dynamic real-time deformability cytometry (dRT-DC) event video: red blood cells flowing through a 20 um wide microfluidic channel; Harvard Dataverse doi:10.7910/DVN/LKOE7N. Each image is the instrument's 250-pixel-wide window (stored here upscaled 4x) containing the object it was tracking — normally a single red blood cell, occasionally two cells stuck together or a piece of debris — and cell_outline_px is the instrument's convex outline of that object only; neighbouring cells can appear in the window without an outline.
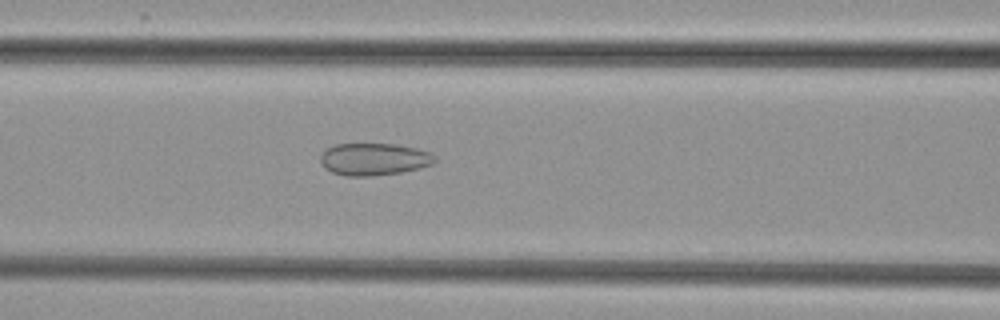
{"species": "common noctule bat (a hibernating species)", "species_latin": "Nyctalus noctula", "temperature_condition": "cold", "stored_images_in_passage": 48, "camera_frame_rate_fps": 3000, "um_per_image_px": 0.085, "animal": {"sex": "female", "body_mass_g": 29.2, "forearm_length_mm": 56.3}, "frame": {"image": 1, "passage_image": 18, "time_ms": 5.667, "image_size_px": [1000, 320], "cell_outline_px": [[436, 160], [432, 164], [420, 168], [400, 172], [368, 176], [344, 176], [332, 172], [324, 168], [320, 160], [320, 156], [328, 148], [336, 144], [396, 144], [416, 148], [428, 152], [436, 156]], "centroid_in_image_um": [31.78, 13.53], "position_along_channel_um": 134.8, "area_um2": 21.39}}
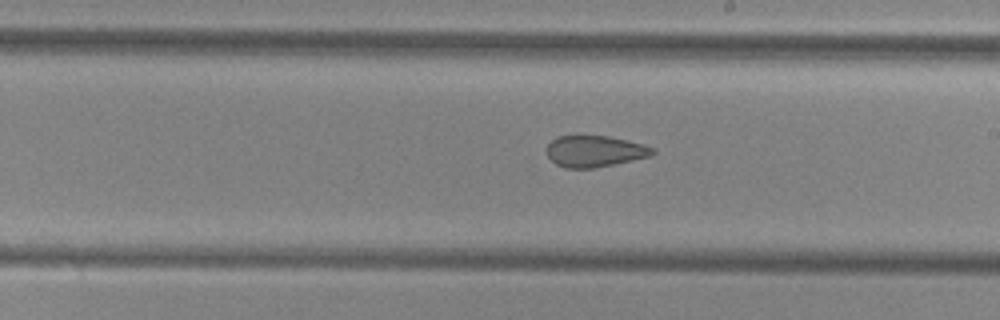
{"frame": {"image": 2, "passage_image": 26, "time_ms": 8.333, "image_size_px": [1000, 320], "cell_outline_px": [[656, 152], [652, 156], [592, 168], [564, 168], [556, 164], [548, 156], [548, 144], [556, 136], [576, 132], [608, 136], [644, 144], [656, 148]], "centroid_in_image_um": [50.54, 12.8], "position_along_channel_um": 238.5, "area_um2": 20.0}}
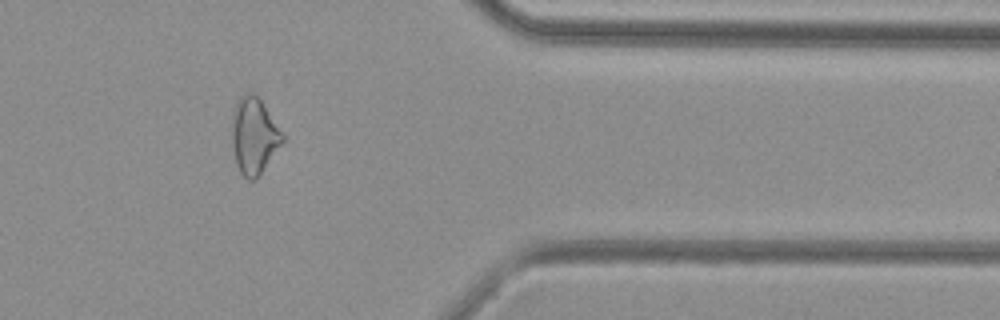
{"frame": {"image": 3, "passage_image": 39, "time_ms": 12.667, "image_size_px": [1000, 320], "cell_outline_px": [[284, 140], [256, 180], [248, 180], [240, 172], [236, 164], [232, 144], [232, 112], [240, 96], [248, 92], [252, 92], [260, 100], [284, 136]], "centroid_in_image_um": [21.56, 11.56], "position_along_channel_um": 389.8, "area_um2": 22.14}}